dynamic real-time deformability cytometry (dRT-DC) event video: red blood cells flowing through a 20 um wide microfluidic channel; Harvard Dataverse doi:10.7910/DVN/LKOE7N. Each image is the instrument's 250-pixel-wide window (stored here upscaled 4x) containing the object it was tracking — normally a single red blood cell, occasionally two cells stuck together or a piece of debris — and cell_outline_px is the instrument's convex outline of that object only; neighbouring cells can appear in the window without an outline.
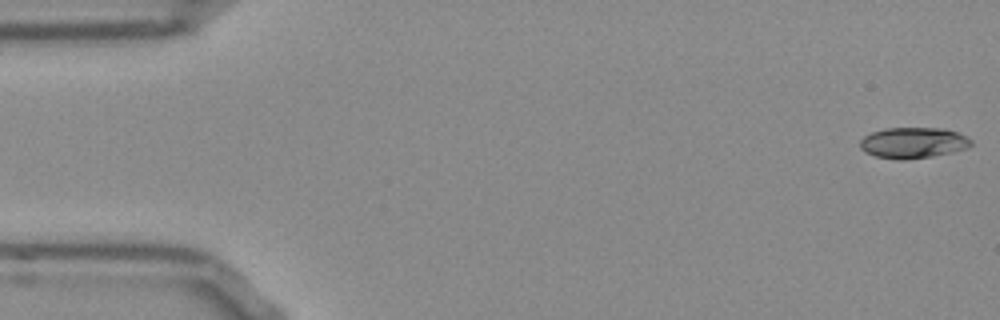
{"species": "Egyptian fruit bat (a non-hibernating species)", "species_latin": "Rousettus aegyptiacus", "temperature_condition": "room temperature", "stored_images_in_passage": 52, "camera_frame_rate_fps": 3000, "um_per_image_px": 0.085, "frame": {"image": 1, "passage_image": 1, "time_ms": 0.0, "image_size_px": [1000, 320], "cell_outline_px": [[972, 144], [968, 148], [932, 156], [904, 160], [896, 160], [876, 156], [864, 152], [860, 148], [860, 140], [864, 136], [872, 132], [888, 128], [940, 128], [956, 132], [972, 140]], "centroid_in_image_um": [77.59, 12.14], "position_along_channel_um": 7.4, "area_um2": 19.88}}
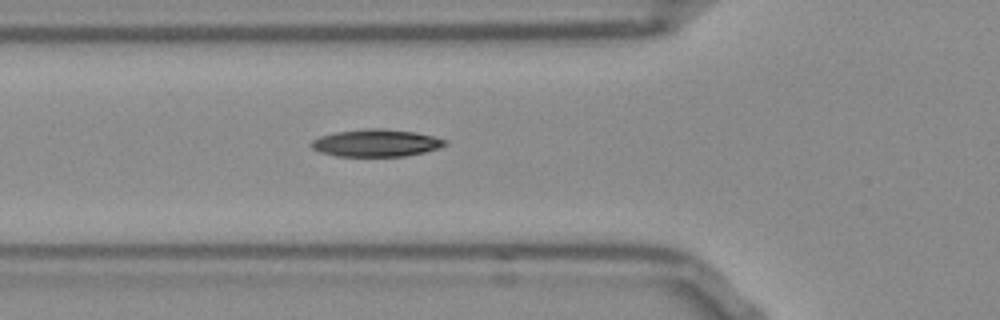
{"frame": {"image": 2, "passage_image": 18, "time_ms": 5.667, "image_size_px": [1000, 320], "cell_outline_px": [[448, 144], [424, 152], [404, 156], [336, 156], [320, 152], [312, 148], [308, 144], [312, 140], [320, 136], [336, 132], [364, 128], [384, 128], [416, 132], [448, 140]], "centroid_in_image_um": [31.95, 12.14], "position_along_channel_um": 93.9, "area_um2": 21.39}}
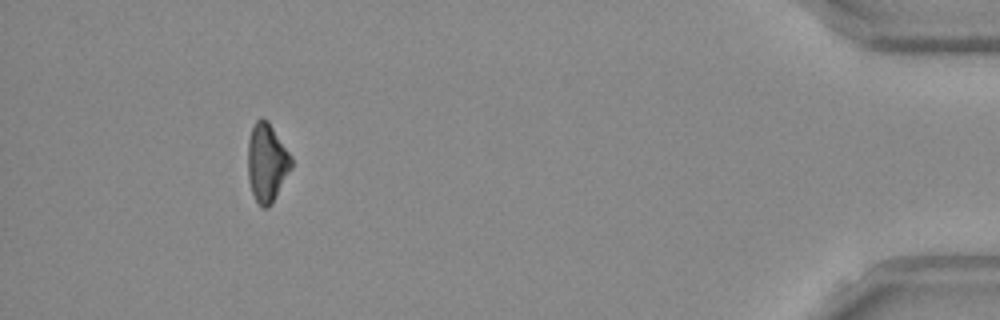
{"frame": {"image": 3, "passage_image": 48, "time_ms": 15.667, "image_size_px": [1000, 320], "cell_outline_px": [[292, 168], [272, 204], [268, 208], [264, 208], [256, 200], [252, 192], [248, 176], [248, 140], [252, 128], [256, 120], [260, 116], [268, 120], [292, 156]], "centroid_in_image_um": [22.7, 13.8], "position_along_channel_um": 412.5, "area_um2": 20.0}, "authors_computed_cell_mechanics": {"area_um2": 20.1433, "velocity_mm_per_s": 3.8521, "shape_relaxation_time_tau1_ms": 8.4634, "shape_relaxation_time_tau2_ms": null, "deformation_change_tau1": 0.1875, "deformation_change_tau2": null}}